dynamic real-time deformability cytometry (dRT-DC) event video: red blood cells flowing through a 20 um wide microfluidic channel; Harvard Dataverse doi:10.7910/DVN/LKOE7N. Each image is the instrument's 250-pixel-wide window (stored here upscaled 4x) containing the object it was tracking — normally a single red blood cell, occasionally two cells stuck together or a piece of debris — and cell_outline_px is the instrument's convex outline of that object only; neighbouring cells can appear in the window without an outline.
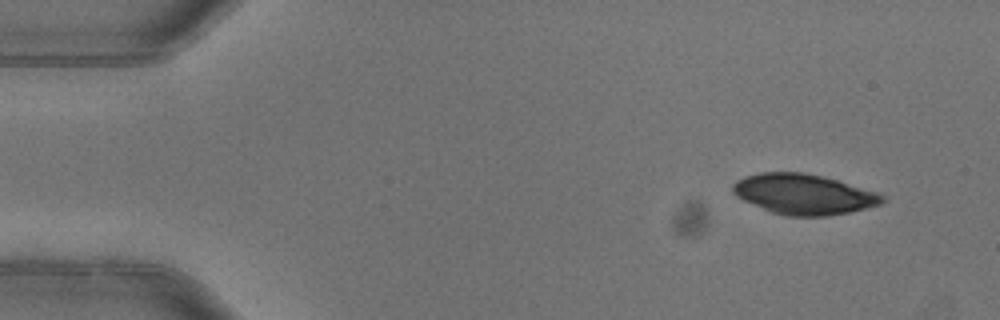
{"species": "common noctule bat (a hibernating species)", "species_latin": "Nyctalus noctula", "temperature_condition": "warm", "stored_images_in_passage": 3, "camera_frame_rate_fps": 3000, "um_per_image_px": 0.085, "animal": {"sex": "female"}, "frame": {"image": 1, "passage_image": 1, "time_ms": 0.0, "image_size_px": [1000, 320], "cell_outline_px": [[888, 200], [880, 204], [868, 208], [828, 216], [784, 216], [772, 212], [744, 200], [736, 196], [732, 192], [732, 184], [736, 180], [744, 176], [760, 172], [804, 172], [836, 180], [880, 192]], "centroid_in_image_um": [68.33, 16.51], "position_along_channel_um": 16.7, "area_um2": 35.26}}